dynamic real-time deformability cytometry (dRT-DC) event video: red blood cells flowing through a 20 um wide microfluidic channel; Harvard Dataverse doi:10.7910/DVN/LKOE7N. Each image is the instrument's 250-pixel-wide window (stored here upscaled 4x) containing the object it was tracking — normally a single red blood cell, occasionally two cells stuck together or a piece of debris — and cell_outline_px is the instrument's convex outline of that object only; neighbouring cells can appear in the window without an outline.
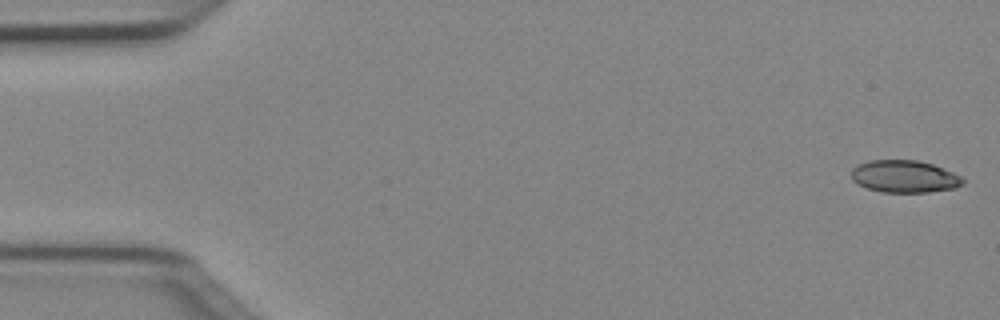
{"species": "Egyptian fruit bat (a non-hibernating species)", "species_latin": "Rousettus aegyptiacus", "temperature_condition": "cold", "stored_images_in_passage": 50, "camera_frame_rate_fps": 3000, "um_per_image_px": 0.085, "animal": {"sex": "female"}, "frame": {"image": 1, "passage_image": 1, "time_ms": 0.0, "image_size_px": [1000, 320], "cell_outline_px": [[964, 184], [956, 188], [928, 192], [880, 192], [856, 184], [852, 180], [852, 168], [856, 164], [868, 160], [916, 160], [932, 164], [952, 172], [960, 176], [964, 180]], "centroid_in_image_um": [76.85, 15.0], "position_along_channel_um": 8.2, "area_um2": 21.1}}
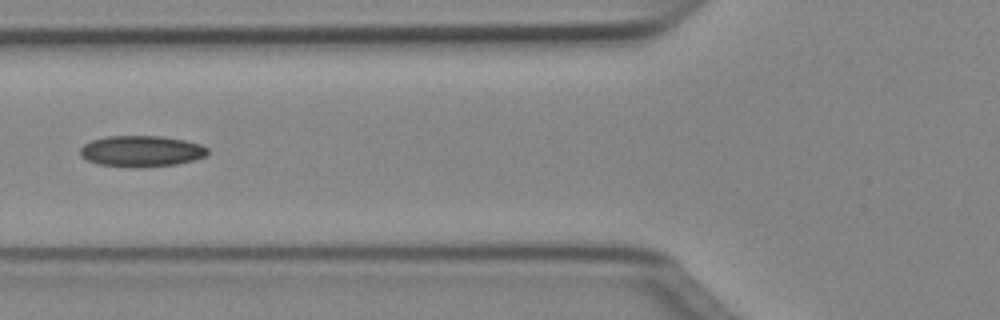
{"frame": {"image": 2, "passage_image": 19, "time_ms": 6.0, "image_size_px": [1000, 320], "cell_outline_px": [[208, 152], [204, 156], [196, 160], [176, 164], [136, 168], [96, 164], [80, 156], [80, 148], [84, 144], [92, 140], [104, 136], [160, 136], [184, 140], [200, 144], [208, 148]], "centroid_in_image_um": [12.0, 12.85], "position_along_channel_um": 113.8, "area_um2": 23.24}}
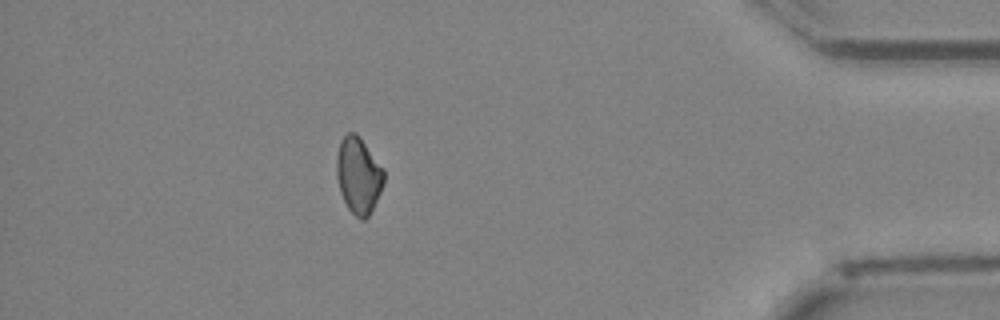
{"frame": {"image": 3, "passage_image": 44, "time_ms": 14.333, "image_size_px": [1000, 320], "cell_outline_px": [[384, 180], [380, 192], [368, 216], [364, 220], [360, 220], [348, 208], [340, 192], [336, 176], [336, 156], [340, 140], [348, 132], [356, 132], [384, 168]], "centroid_in_image_um": [30.45, 14.88], "position_along_channel_um": 404.7, "area_um2": 21.04}}